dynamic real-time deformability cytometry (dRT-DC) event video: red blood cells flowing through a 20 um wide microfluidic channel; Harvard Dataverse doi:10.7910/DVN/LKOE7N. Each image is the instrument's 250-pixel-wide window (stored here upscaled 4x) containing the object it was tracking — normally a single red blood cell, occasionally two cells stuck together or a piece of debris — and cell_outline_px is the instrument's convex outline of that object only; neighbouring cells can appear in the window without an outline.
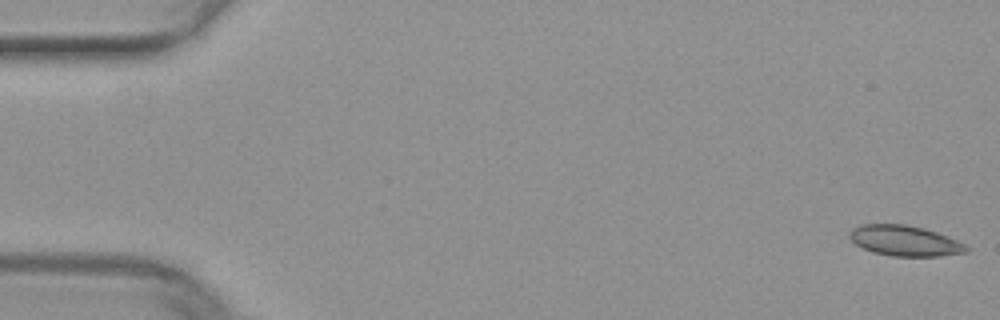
{"species": "common noctule bat (a hibernating species)", "species_latin": "Nyctalus noctula", "temperature_condition": "warm", "stored_images_in_passage": 51, "camera_frame_rate_fps": 3000, "um_per_image_px": 0.085, "animal": {"sex": "female", "body_mass_g": 29.2, "forearm_length_mm": 56.3}, "frame": {"image": 1, "passage_image": 1, "time_ms": 0.0, "image_size_px": [1000, 320], "cell_outline_px": [[968, 252], [940, 256], [892, 256], [872, 252], [856, 244], [848, 236], [848, 232], [852, 228], [860, 224], [904, 224], [924, 228], [948, 236], [964, 244], [968, 248]], "centroid_in_image_um": [76.88, 20.46], "position_along_channel_um": 8.1, "area_um2": 20.75}}
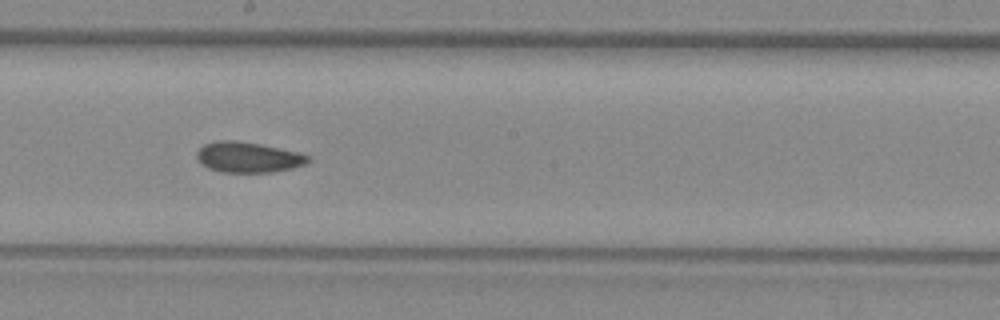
{"frame": {"image": 2, "passage_image": 28, "time_ms": 9.0, "image_size_px": [1000, 320], "cell_outline_px": [[312, 160], [304, 164], [292, 168], [272, 172], [220, 172], [208, 168], [200, 164], [196, 156], [196, 152], [204, 144], [220, 140], [232, 140], [260, 144], [300, 152], [312, 156]], "centroid_in_image_um": [21.11, 13.37], "position_along_channel_um": 227.1, "area_um2": 19.94}}
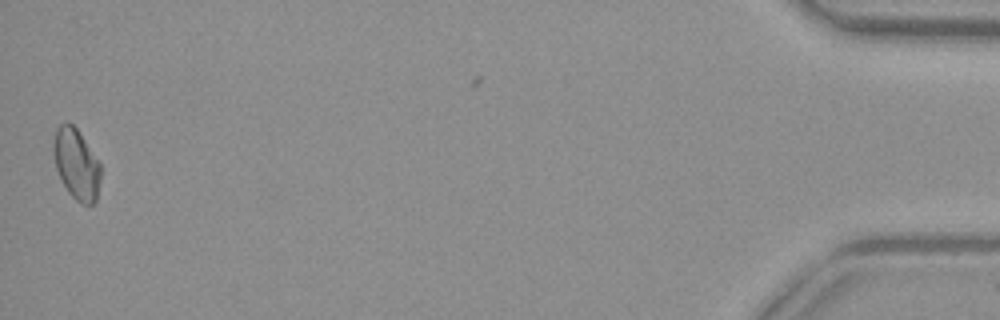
{"frame": {"image": 3, "passage_image": 50, "time_ms": 16.333, "image_size_px": [1000, 320], "cell_outline_px": [[100, 180], [96, 200], [92, 204], [80, 204], [68, 192], [60, 180], [56, 168], [52, 152], [52, 148], [56, 128], [60, 124], [72, 124], [80, 132], [100, 160]], "centroid_in_image_um": [6.49, 13.95], "position_along_channel_um": 428.7, "area_um2": 19.71}}